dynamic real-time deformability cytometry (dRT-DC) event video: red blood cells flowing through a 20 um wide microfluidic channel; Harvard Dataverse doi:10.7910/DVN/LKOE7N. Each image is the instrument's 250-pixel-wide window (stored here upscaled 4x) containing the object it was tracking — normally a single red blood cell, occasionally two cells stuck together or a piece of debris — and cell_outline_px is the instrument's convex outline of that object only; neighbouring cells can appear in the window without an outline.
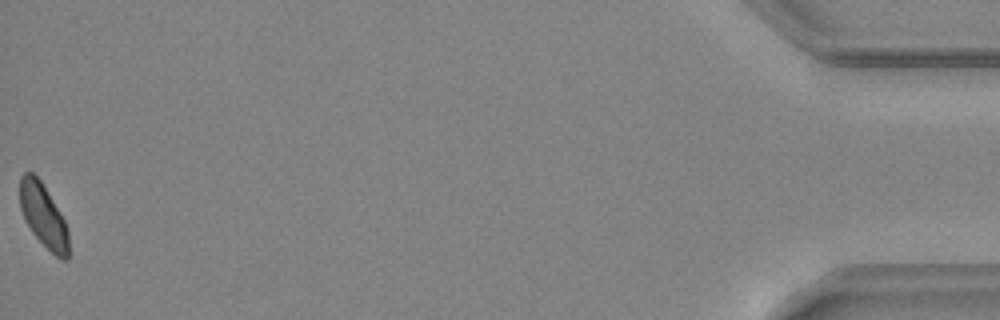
{"species": "common noctule bat (a hibernating species)", "species_latin": "Nyctalus noctula", "temperature_condition": "warm", "stored_images_in_passage": 42, "camera_frame_rate_fps": 3000, "um_per_image_px": 0.085, "animal": {"sex": "female", "body_mass_g": 24.6, "forearm_length_mm": 56.2}, "frame": {"image": 1, "passage_image": 42, "time_ms": 13.667, "image_size_px": [1000, 320], "cell_outline_px": [[68, 260], [60, 260], [32, 232], [24, 220], [20, 208], [20, 176], [24, 172], [32, 172], [40, 180], [64, 220], [68, 232]], "centroid_in_image_um": [3.67, 18.33], "position_along_channel_um": 431.5, "area_um2": 17.69}, "authors_computed_cell_mechanics": {"area_um2": 19.8543, "velocity_mm_per_s": 4.217, "shape_relaxation_time_tau1_ms": 9.2614, "shape_relaxation_time_tau2_ms": 7.9911, "deformation_change_tau1": 0.1332, "deformation_change_tau2": 0.1294}}